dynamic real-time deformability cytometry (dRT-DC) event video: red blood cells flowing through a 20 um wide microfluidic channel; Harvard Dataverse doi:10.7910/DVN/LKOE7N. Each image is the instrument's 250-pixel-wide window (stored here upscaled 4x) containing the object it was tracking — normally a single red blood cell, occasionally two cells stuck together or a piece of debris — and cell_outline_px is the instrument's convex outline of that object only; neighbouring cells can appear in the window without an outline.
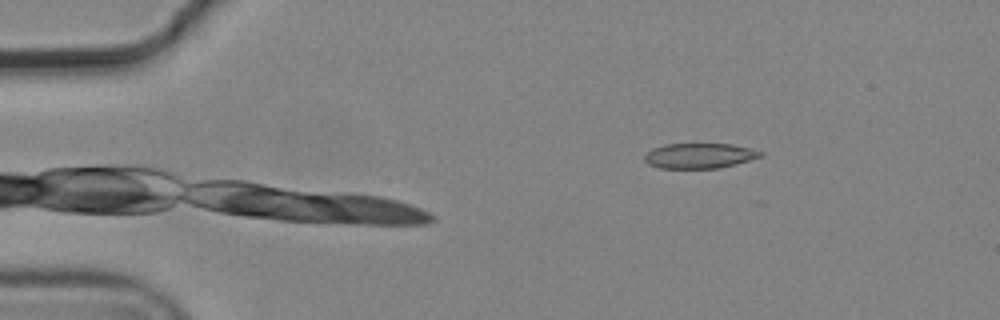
{"species": "common noctule bat (a hibernating species)", "species_latin": "Nyctalus noctula", "temperature_condition": "cold", "stored_images_in_passage": 4, "camera_frame_rate_fps": 3000, "um_per_image_px": 0.085, "animal": {"sex": "male", "body_mass_g": 19.2, "forearm_length_mm": 51.8}, "frame": {"image": 1, "passage_image": 4, "time_ms": 1.0, "image_size_px": [1000, 320], "cell_outline_px": [[764, 156], [736, 164], [720, 168], [660, 168], [648, 164], [644, 160], [644, 156], [652, 148], [664, 144], [732, 144], [764, 152]], "centroid_in_image_um": [59.46, 13.24], "position_along_channel_um": 25.5, "area_um2": 17.05}}